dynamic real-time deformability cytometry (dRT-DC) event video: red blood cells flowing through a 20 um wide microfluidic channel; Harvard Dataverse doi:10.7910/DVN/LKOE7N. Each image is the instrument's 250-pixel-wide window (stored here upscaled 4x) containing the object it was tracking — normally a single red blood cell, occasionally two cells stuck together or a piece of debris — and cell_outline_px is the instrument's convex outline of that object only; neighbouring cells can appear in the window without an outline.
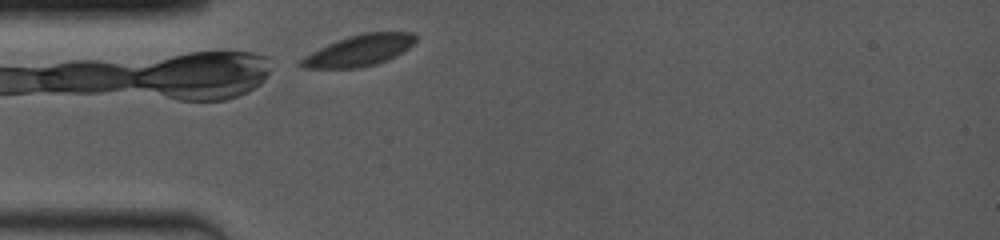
{"species": "common noctule bat (a hibernating species)", "species_latin": "Nyctalus noctula", "temperature_condition": "room temperature", "stored_images_in_passage": 34, "camera_frame_rate_fps": 4000, "um_per_image_px": 0.085, "animal": {"sex": "female", "body_mass_g": 19.0, "forearm_length_mm": 53.3}, "frame": {"image": 1, "passage_image": 1, "time_ms": 0.0, "image_size_px": [1000, 240], "cell_outline_px": [[416, 40], [408, 48], [376, 64], [360, 68], [304, 68], [296, 64], [304, 56], [328, 44], [348, 36], [364, 32], [416, 32]], "centroid_in_image_um": [30.5, 4.28], "position_along_channel_um": 54.5, "area_um2": 20.58}}
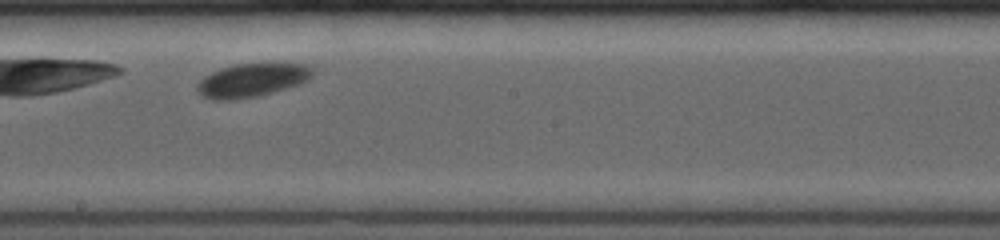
{"frame": {"image": 2, "passage_image": 16, "time_ms": 4.75, "image_size_px": [1000, 240], "cell_outline_px": [[312, 76], [308, 80], [300, 84], [272, 92], [256, 96], [228, 100], [212, 100], [204, 96], [196, 88], [196, 84], [204, 76], [220, 68], [236, 64], [304, 64], [312, 68]], "centroid_in_image_um": [21.39, 6.82], "position_along_channel_um": 226.8, "area_um2": 22.2}}
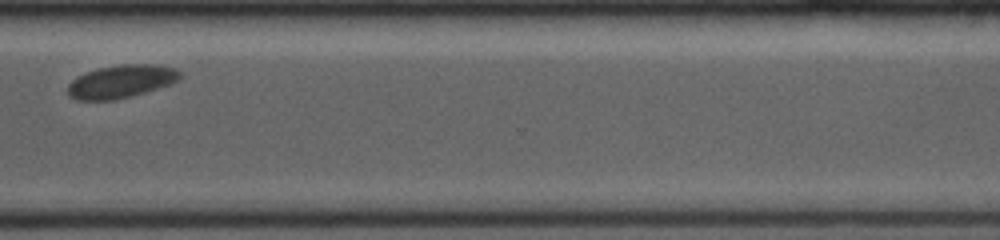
{"frame": {"image": 3, "passage_image": 28, "time_ms": 8.25, "image_size_px": [1000, 240], "cell_outline_px": [[184, 76], [180, 80], [132, 96], [116, 100], [76, 100], [68, 96], [68, 84], [76, 76], [100, 68], [120, 64], [152, 64], [176, 68]], "centroid_in_image_um": [10.3, 6.92], "position_along_channel_um": 360.3, "area_um2": 21.62}}